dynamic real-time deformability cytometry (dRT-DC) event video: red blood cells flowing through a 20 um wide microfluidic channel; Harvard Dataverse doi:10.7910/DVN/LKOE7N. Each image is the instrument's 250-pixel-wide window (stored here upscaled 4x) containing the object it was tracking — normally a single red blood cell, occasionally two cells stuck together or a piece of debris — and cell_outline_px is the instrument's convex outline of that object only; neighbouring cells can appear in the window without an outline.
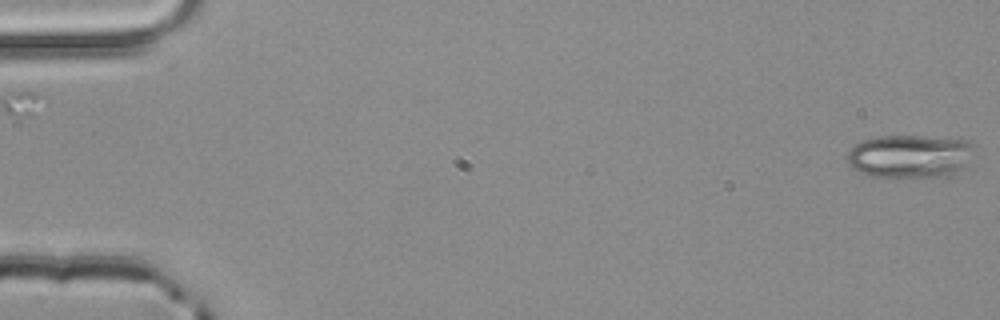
{"species": "common noctule bat (a hibernating species)", "species_latin": "Nyctalus noctula", "temperature_condition": "room temperature", "stored_images_in_passage": 3, "camera_frame_rate_fps": 3000, "um_per_image_px": 0.085, "animal": {"sex": "male", "body_mass_g": 20.4}, "frame": {"image": 1, "passage_image": 1, "time_ms": 0.0, "image_size_px": [1000, 320], "cell_outline_px": [[972, 144], [964, 164], [948, 176], [868, 176], [860, 172], [848, 164], [844, 156], [852, 144], [860, 140], [880, 136], [920, 136], [972, 140]], "centroid_in_image_um": [77.19, 13.25], "position_along_channel_um": 7.8, "area_um2": 31.56}}